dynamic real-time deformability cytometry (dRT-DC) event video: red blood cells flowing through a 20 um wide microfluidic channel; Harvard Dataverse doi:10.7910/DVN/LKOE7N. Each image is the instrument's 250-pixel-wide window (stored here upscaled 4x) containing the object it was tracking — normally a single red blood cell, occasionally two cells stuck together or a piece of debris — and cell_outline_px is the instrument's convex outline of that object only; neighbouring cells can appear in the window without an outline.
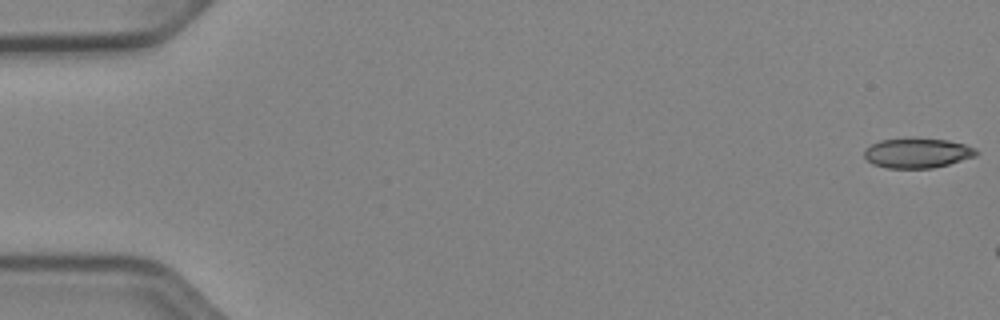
{"species": "Egyptian fruit bat (a non-hibernating species)", "species_latin": "Rousettus aegyptiacus", "temperature_condition": "cold", "stored_images_in_passage": 8, "camera_frame_rate_fps": 3000, "um_per_image_px": 0.085, "animal": {"sex": "female"}, "frame": {"image": 1, "passage_image": 1, "time_ms": 0.0, "image_size_px": [1000, 320], "cell_outline_px": [[980, 152], [976, 156], [948, 164], [932, 168], [884, 168], [872, 164], [864, 156], [864, 148], [880, 140], [948, 140], [964, 144], [976, 148]], "centroid_in_image_um": [77.98, 13.04], "position_along_channel_um": 7.0, "area_um2": 19.07}}